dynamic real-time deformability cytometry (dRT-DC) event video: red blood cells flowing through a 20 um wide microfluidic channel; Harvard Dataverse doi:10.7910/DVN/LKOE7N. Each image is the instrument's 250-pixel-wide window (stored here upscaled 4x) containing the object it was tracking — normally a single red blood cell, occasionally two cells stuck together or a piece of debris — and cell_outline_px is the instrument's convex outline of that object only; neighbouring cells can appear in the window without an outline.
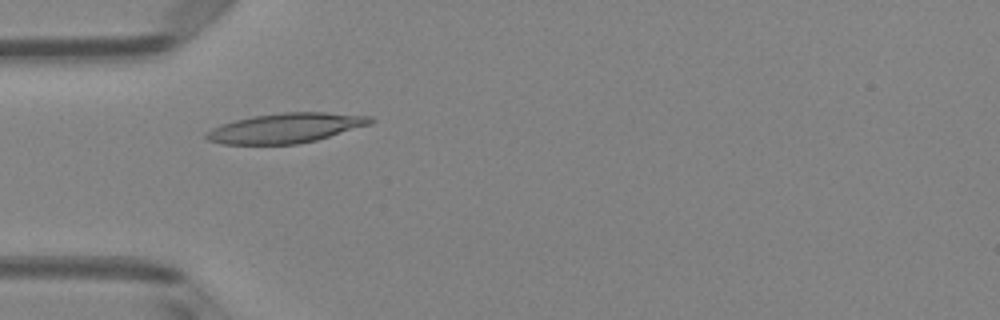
{"species": "Egyptian fruit bat (a non-hibernating species)", "species_latin": "Rousettus aegyptiacus", "temperature_condition": "room temperature", "stored_images_in_passage": 2, "camera_frame_rate_fps": 3000, "um_per_image_px": 0.085, "animal": {"sex": "female"}, "frame": {"image": 1, "passage_image": 1, "time_ms": 0.0, "image_size_px": [1000, 320], "cell_outline_px": [[376, 120], [372, 124], [316, 140], [296, 144], [224, 144], [208, 140], [204, 136], [204, 132], [220, 124], [252, 116], [284, 112], [324, 112], [372, 116]], "centroid_in_image_um": [24.3, 10.87], "position_along_channel_um": 60.7, "area_um2": 28.55}}
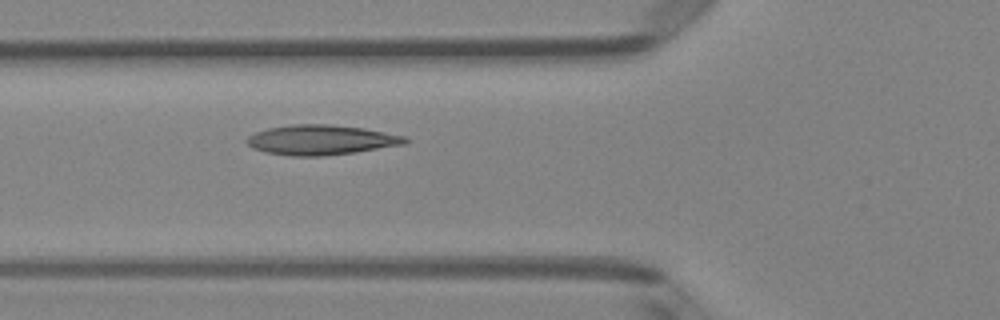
{"frame": {"image": 2, "passage_image": 2, "time_ms": 0.333, "image_size_px": [1000, 320], "cell_outline_px": [[408, 144], [356, 152], [324, 156], [292, 156], [264, 152], [252, 148], [244, 140], [248, 136], [256, 132], [268, 128], [292, 124], [332, 124], [364, 128], [404, 136], [408, 140]], "centroid_in_image_um": [27.28, 11.89], "position_along_channel_um": 98.5, "area_um2": 27.8}}